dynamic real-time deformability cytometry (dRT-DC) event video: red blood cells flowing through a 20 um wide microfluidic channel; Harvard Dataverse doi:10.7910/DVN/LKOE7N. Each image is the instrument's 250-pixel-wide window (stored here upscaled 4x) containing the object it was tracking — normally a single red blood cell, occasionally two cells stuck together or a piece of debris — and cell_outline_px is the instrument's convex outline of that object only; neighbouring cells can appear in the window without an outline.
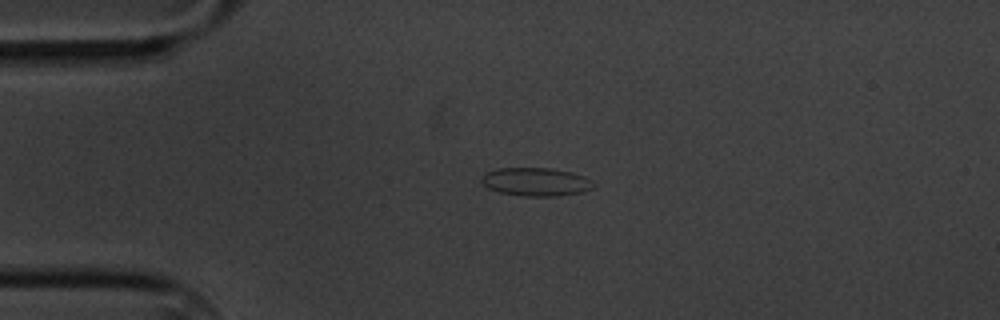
{"species": "common noctule bat (a hibernating species)", "species_latin": "Nyctalus noctula", "temperature_condition": "cold", "stored_images_in_passage": 4, "camera_frame_rate_fps": 3000, "um_per_image_px": 0.085, "animal": {"sex": "male", "body_mass_g": 20.1, "forearm_length_mm": 53.5}, "frame": {"image": 1, "passage_image": 3, "time_ms": 2.333, "image_size_px": [1000, 320], "cell_outline_px": [[596, 184], [592, 188], [584, 192], [556, 196], [524, 196], [500, 192], [488, 188], [480, 180], [488, 172], [496, 168], [548, 168], [572, 172], [584, 176]], "centroid_in_image_um": [45.58, 15.46], "position_along_channel_um": 39.4, "area_um2": 18.38}}